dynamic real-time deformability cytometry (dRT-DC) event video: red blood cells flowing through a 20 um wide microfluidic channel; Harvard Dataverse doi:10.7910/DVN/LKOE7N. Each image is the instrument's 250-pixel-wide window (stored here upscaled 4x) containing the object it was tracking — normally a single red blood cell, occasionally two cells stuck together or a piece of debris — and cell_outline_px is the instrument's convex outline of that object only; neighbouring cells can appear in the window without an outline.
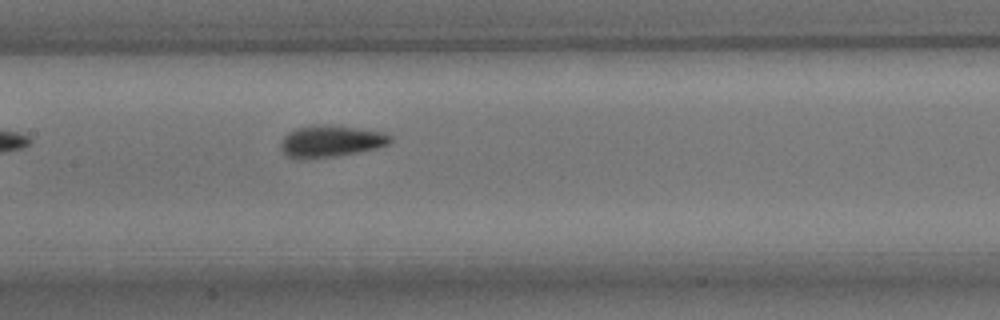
{"species": "common noctule bat (a hibernating species)", "species_latin": "Nyctalus noctula", "temperature_condition": "room temperature", "stored_images_in_passage": 7, "camera_frame_rate_fps": 3000, "um_per_image_px": 0.085, "animal": {"sex": "male", "body_mass_g": 15.6}, "frame": {"image": 1, "passage_image": 7, "time_ms": 7.667, "image_size_px": [1000, 320], "cell_outline_px": [[392, 140], [388, 144], [376, 148], [336, 156], [304, 160], [296, 160], [288, 156], [280, 148], [280, 144], [284, 136], [288, 132], [296, 128], [324, 124], [328, 124], [384, 132], [392, 136]], "centroid_in_image_um": [28.08, 12.02], "position_along_channel_um": 179.3, "area_um2": 20.35}}